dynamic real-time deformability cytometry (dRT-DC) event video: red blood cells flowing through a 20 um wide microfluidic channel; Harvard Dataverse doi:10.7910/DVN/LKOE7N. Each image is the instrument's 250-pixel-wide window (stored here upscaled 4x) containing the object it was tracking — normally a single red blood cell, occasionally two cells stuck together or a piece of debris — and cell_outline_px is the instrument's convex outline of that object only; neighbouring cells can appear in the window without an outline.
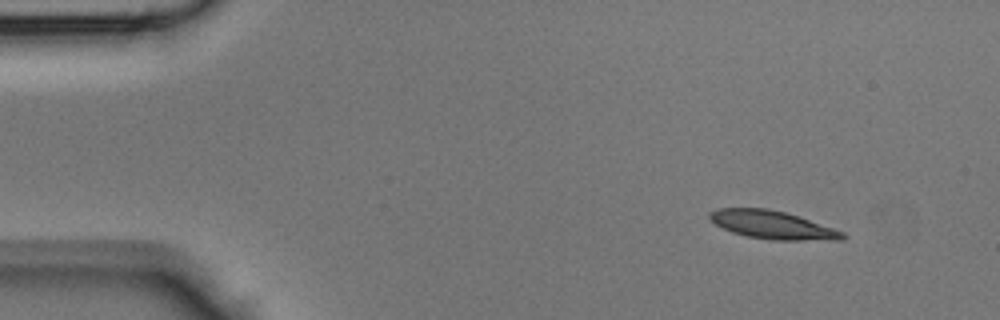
{"species": "Egyptian fruit bat (a non-hibernating species)", "species_latin": "Rousettus aegyptiacus", "temperature_condition": "room temperature", "stored_images_in_passage": 12, "camera_frame_rate_fps": 3000, "um_per_image_px": 0.085, "animal": {"sex": "male"}, "frame": {"image": 1, "passage_image": 4, "time_ms": 1.0, "image_size_px": [1000, 320], "cell_outline_px": [[848, 236], [844, 240], [772, 240], [748, 236], [732, 232], [708, 220], [708, 212], [716, 208], [768, 208], [784, 212], [844, 232]], "centroid_in_image_um": [65.62, 19.11], "position_along_channel_um": 19.4, "area_um2": 21.68}}
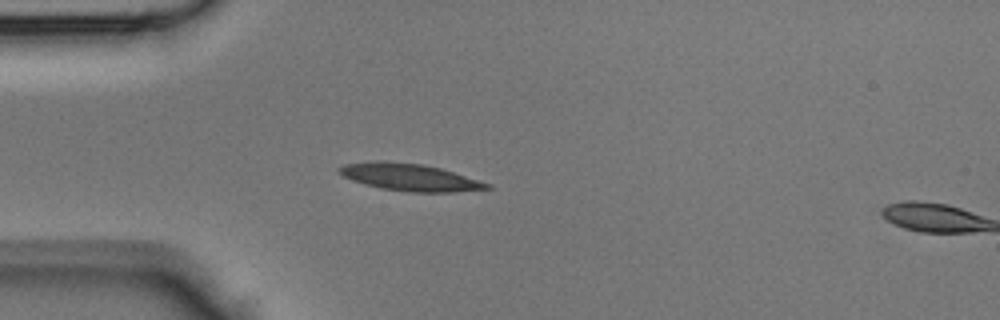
{"frame": {"image": 2, "passage_image": 11, "time_ms": 3.333, "image_size_px": [1000, 320], "cell_outline_px": [[492, 188], [452, 192], [408, 192], [380, 188], [352, 180], [336, 172], [336, 168], [344, 164], [380, 160], [384, 160], [420, 164], [440, 168], [492, 184]], "centroid_in_image_um": [34.79, 15.06], "position_along_channel_um": 50.2, "area_um2": 23.35}}